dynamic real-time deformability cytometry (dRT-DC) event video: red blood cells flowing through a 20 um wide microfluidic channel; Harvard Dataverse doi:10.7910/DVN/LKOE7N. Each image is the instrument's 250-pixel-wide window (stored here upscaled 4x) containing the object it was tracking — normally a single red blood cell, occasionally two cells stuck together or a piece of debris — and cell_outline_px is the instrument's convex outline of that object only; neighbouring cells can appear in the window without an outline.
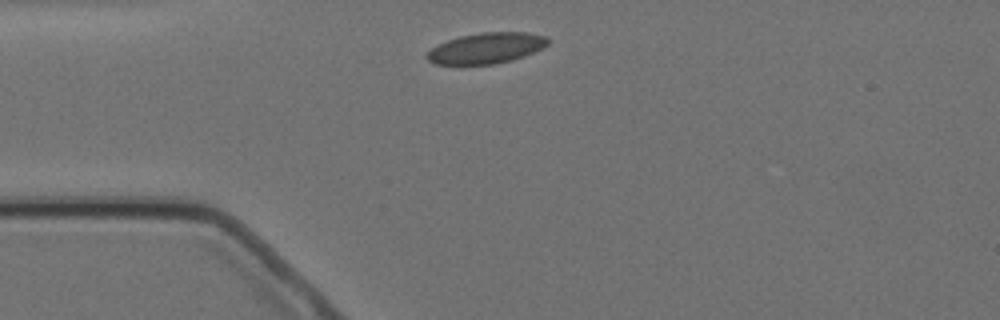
{"species": "Egyptian fruit bat (a non-hibernating species)", "species_latin": "Rousettus aegyptiacus", "temperature_condition": "cold", "stored_images_in_passage": 3, "camera_frame_rate_fps": 3000, "um_per_image_px": 0.085, "animal": {"sex": "female"}, "frame": {"image": 1, "passage_image": 1, "time_ms": 0.0, "image_size_px": [1000, 320], "cell_outline_px": [[548, 44], [524, 56], [512, 60], [496, 64], [436, 64], [428, 60], [424, 56], [432, 48], [448, 40], [460, 36], [480, 32], [528, 32], [548, 36]], "centroid_in_image_um": [41.34, 4.08], "position_along_channel_um": 43.7, "area_um2": 21.56}}
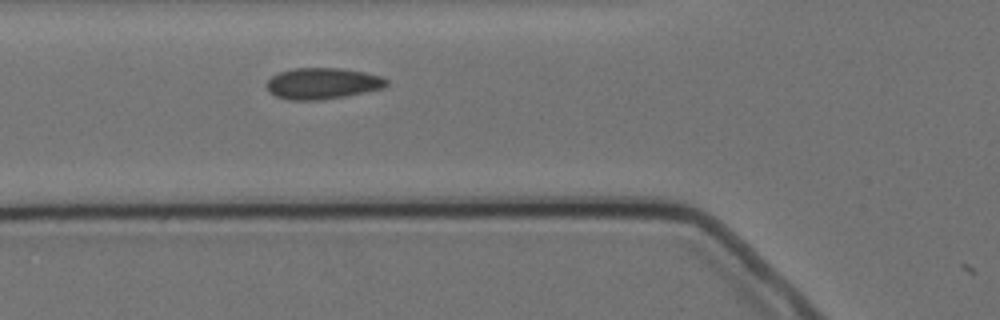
{"frame": {"image": 2, "passage_image": 3, "time_ms": 2.0, "image_size_px": [1000, 320], "cell_outline_px": [[388, 84], [384, 88], [344, 96], [320, 100], [288, 100], [276, 96], [268, 92], [268, 80], [272, 76], [280, 72], [296, 68], [340, 68], [364, 72], [380, 76], [388, 80]], "centroid_in_image_um": [27.42, 7.1], "position_along_channel_um": 98.4, "area_um2": 21.68}}